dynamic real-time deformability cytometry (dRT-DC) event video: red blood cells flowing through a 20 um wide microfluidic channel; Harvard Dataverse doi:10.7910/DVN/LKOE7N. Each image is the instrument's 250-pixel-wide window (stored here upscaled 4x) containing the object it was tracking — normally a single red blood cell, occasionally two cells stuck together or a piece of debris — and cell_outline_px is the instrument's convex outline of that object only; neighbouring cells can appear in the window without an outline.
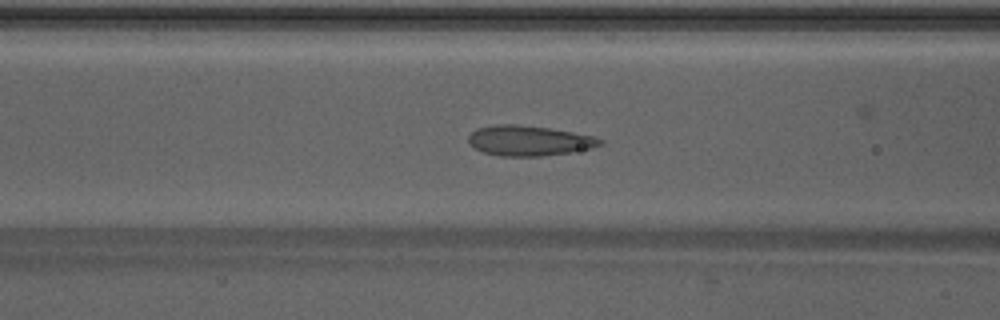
{"species": "Egyptian fruit bat (a non-hibernating species)", "species_latin": "Rousettus aegyptiacus", "temperature_condition": "warm", "stored_images_in_passage": 37, "camera_frame_rate_fps": 3000, "um_per_image_px": 0.085, "animal": {"sex": "male"}, "frame": {"image": 1, "passage_image": 14, "time_ms": 4.333, "image_size_px": [1000, 320], "cell_outline_px": [[604, 144], [592, 148], [572, 152], [540, 156], [500, 156], [484, 152], [476, 148], [468, 140], [468, 136], [476, 128], [496, 124], [512, 124], [548, 128], [572, 132], [592, 136], [604, 140]], "centroid_in_image_um": [44.98, 11.96], "position_along_channel_um": 121.6, "area_um2": 23.0}}
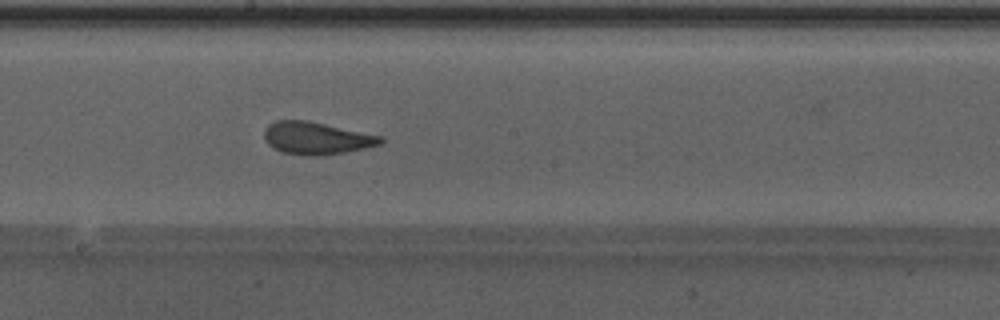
{"frame": {"image": 2, "passage_image": 21, "time_ms": 6.667, "image_size_px": [1000, 320], "cell_outline_px": [[384, 140], [380, 144], [364, 148], [344, 152], [316, 156], [308, 156], [284, 152], [268, 144], [264, 136], [264, 132], [268, 124], [276, 120], [308, 120], [384, 136]], "centroid_in_image_um": [26.92, 11.73], "position_along_channel_um": 221.3, "area_um2": 21.91}}
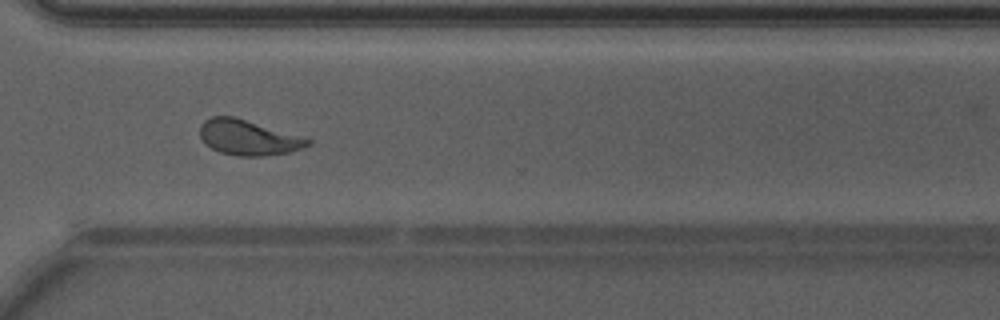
{"frame": {"image": 3, "passage_image": 30, "time_ms": 9.667, "image_size_px": [1000, 320], "cell_outline_px": [[312, 144], [288, 152], [264, 156], [240, 156], [220, 152], [204, 144], [200, 136], [200, 124], [204, 120], [212, 116], [236, 116], [312, 140]], "centroid_in_image_um": [21.05, 11.68], "position_along_channel_um": 349.5, "area_um2": 22.08}, "authors_computed_cell_mechanics": {"area_um2": 22.253, "velocity_mm_per_s": 4.2795, "shape_relaxation_time_tau1_ms": 9.8756, "shape_relaxation_time_tau2_ms": 1.0, "deformation_change_tau1": 0.2548, "deformation_change_tau2": 0.0823}}